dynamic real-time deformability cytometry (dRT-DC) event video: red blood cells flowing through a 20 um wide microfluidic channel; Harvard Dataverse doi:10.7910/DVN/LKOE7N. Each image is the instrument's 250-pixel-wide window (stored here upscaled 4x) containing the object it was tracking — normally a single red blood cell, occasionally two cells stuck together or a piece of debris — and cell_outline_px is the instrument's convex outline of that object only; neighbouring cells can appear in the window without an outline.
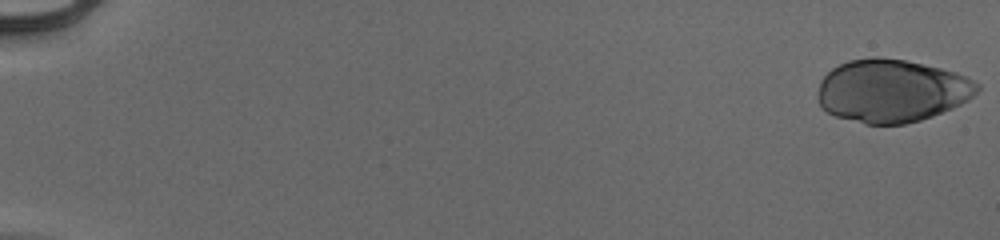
{"species": "human", "species_latin": "Homo sapiens", "temperature_condition": "cold", "stored_images_in_passage": 54, "camera_frame_rate_fps": 3000, "um_per_image_px": 0.085, "donor": {"sex": "male"}, "frame": {"image": 1, "passage_image": 1, "time_ms": 0.0, "image_size_px": [1000, 240], "cell_outline_px": [[980, 88], [968, 100], [952, 108], [932, 116], [920, 120], [904, 124], [864, 124], [836, 116], [820, 108], [820, 80], [832, 68], [848, 60], [872, 56], [880, 56], [904, 60], [940, 68], [956, 72], [968, 76], [980, 84]], "centroid_in_image_um": [75.81, 7.71], "position_along_channel_um": 9.2, "area_um2": 58.49}}
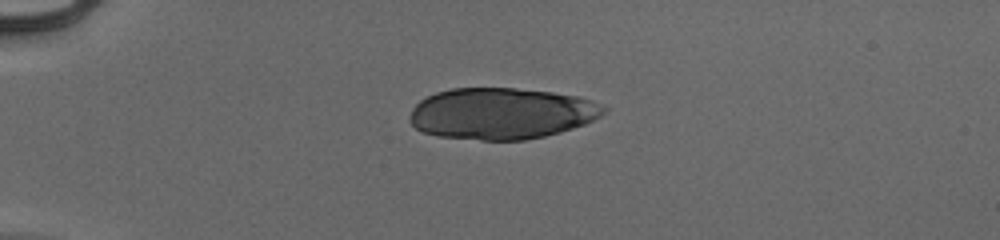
{"frame": {"image": 2, "passage_image": 15, "time_ms": 4.667, "image_size_px": [1000, 240], "cell_outline_px": [[608, 112], [584, 124], [560, 132], [544, 136], [524, 140], [480, 140], [436, 136], [424, 132], [416, 128], [412, 124], [408, 116], [412, 108], [420, 100], [436, 92], [452, 88], [516, 88], [552, 92], [580, 96], [592, 100], [608, 108]], "centroid_in_image_um": [42.63, 9.64], "position_along_channel_um": 42.4, "area_um2": 58.32}}